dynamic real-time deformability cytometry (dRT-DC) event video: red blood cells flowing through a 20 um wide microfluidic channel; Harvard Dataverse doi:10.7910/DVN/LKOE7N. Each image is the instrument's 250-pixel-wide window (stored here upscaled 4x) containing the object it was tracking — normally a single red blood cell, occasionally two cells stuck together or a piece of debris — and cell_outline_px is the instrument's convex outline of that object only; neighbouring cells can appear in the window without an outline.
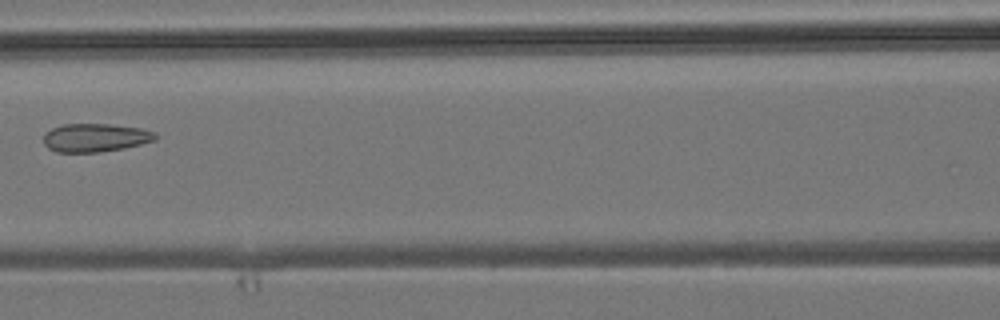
{"species": "common noctule bat (a hibernating species)", "species_latin": "Nyctalus noctula", "temperature_condition": "room temperature", "stored_images_in_passage": 5, "camera_frame_rate_fps": 3000, "um_per_image_px": 0.085, "animal": {"sex": "male", "body_mass_g": 19.2, "forearm_length_mm": 51.8}, "frame": {"image": 1, "passage_image": 4, "time_ms": 3.667, "image_size_px": [1000, 320], "cell_outline_px": [[156, 140], [124, 148], [100, 152], [56, 152], [48, 148], [44, 144], [44, 136], [52, 128], [64, 124], [108, 124], [140, 128], [156, 132]], "centroid_in_image_um": [8.11, 11.7], "position_along_channel_um": 158.5, "area_um2": 18.38}}
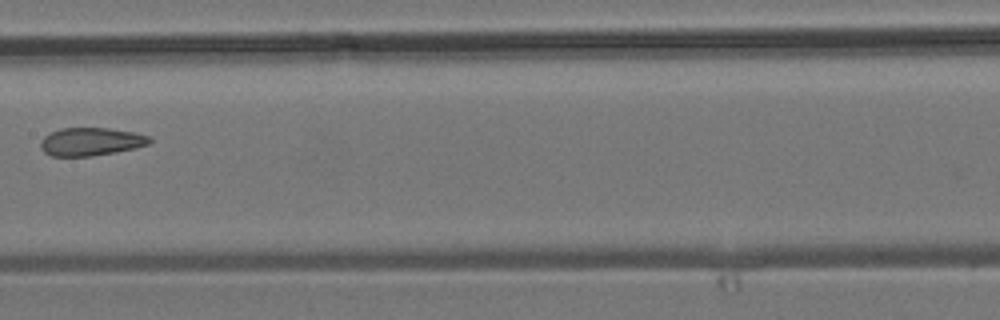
{"frame": {"image": 2, "passage_image": 5, "time_ms": 4.667, "image_size_px": [1000, 320], "cell_outline_px": [[152, 140], [148, 144], [136, 148], [116, 152], [92, 156], [52, 156], [44, 152], [40, 148], [40, 140], [44, 136], [60, 128], [108, 128], [136, 132], [152, 136]], "centroid_in_image_um": [7.75, 12.04], "position_along_channel_um": 199.7, "area_um2": 18.03}}